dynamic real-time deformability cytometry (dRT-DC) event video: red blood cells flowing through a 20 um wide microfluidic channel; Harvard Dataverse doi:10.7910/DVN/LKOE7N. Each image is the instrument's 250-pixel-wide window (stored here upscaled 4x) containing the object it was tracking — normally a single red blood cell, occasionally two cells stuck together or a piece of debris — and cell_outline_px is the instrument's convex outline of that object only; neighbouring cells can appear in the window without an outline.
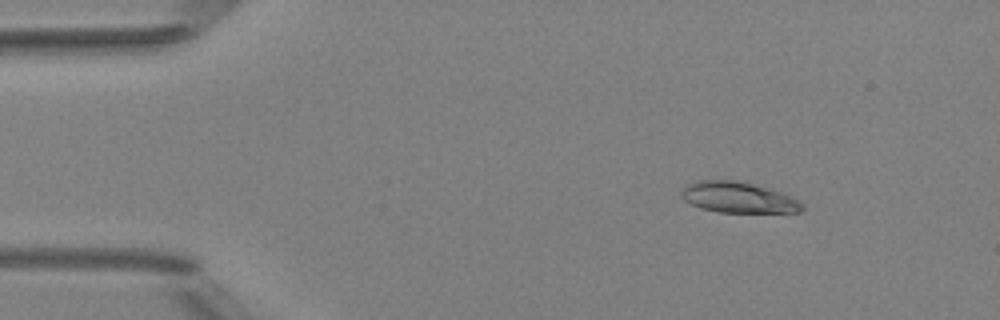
{"species": "Egyptian fruit bat (a non-hibernating species)", "species_latin": "Rousettus aegyptiacus", "temperature_condition": "room temperature", "stored_images_in_passage": 5, "camera_frame_rate_fps": 3000, "um_per_image_px": 0.085, "animal": {"sex": "female"}, "frame": {"image": 1, "passage_image": 2, "time_ms": 1.333, "image_size_px": [1000, 320], "cell_outline_px": [[804, 212], [716, 212], [700, 208], [684, 200], [680, 196], [680, 192], [684, 184], [696, 180], [736, 180], [784, 192], [800, 200], [804, 204]], "centroid_in_image_um": [62.75, 16.78], "position_along_channel_um": 22.2, "area_um2": 22.14}}